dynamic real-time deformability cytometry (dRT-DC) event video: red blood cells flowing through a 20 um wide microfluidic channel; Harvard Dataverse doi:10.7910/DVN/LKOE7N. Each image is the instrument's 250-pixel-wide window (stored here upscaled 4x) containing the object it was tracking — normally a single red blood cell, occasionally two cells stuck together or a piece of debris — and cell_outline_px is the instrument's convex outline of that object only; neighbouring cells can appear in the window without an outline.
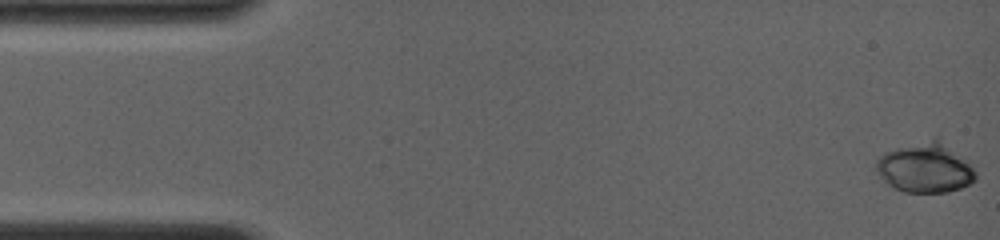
{"species": "common noctule bat (a hibernating species)", "species_latin": "Nyctalus noctula", "temperature_condition": "room temperature", "stored_images_in_passage": 7, "camera_frame_rate_fps": 4000, "um_per_image_px": 0.085, "animal": {"sex": "female", "body_mass_g": 19.0, "forearm_length_mm": 56.7}, "frame": {"image": 1, "passage_image": 1, "time_ms": 0.0, "image_size_px": [1000, 240], "cell_outline_px": [[976, 180], [960, 188], [948, 192], [904, 192], [892, 188], [876, 172], [876, 160], [880, 156], [896, 148], [936, 136], [964, 160], [976, 172]], "centroid_in_image_um": [78.61, 14.27], "position_along_channel_um": 6.4, "area_um2": 28.55}}